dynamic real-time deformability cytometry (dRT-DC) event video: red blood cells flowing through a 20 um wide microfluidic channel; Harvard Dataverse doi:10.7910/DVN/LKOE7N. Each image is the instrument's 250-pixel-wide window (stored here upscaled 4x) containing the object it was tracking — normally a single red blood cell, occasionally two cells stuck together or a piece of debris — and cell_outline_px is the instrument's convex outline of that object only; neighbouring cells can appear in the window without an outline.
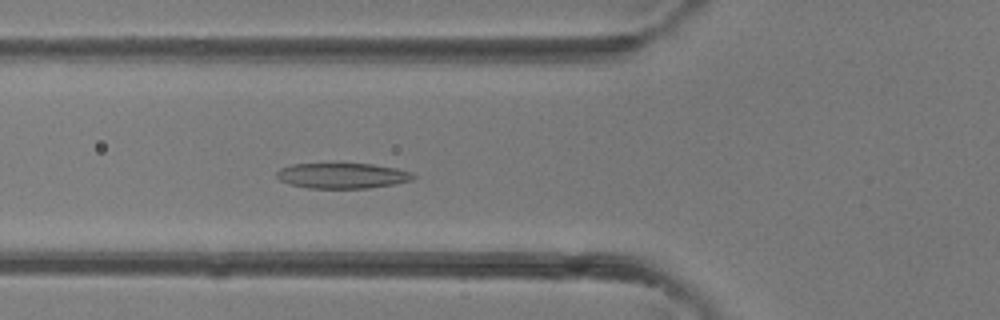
{"species": "common noctule bat (a hibernating species)", "species_latin": "Nyctalus noctula", "temperature_condition": "room temperature", "stored_images_in_passage": 42, "camera_frame_rate_fps": 3000, "um_per_image_px": 0.085, "animal": {"sex": "female"}, "frame": {"image": 1, "passage_image": 16, "time_ms": 5.0, "image_size_px": [1000, 320], "cell_outline_px": [[416, 176], [412, 180], [396, 184], [368, 188], [308, 188], [292, 184], [280, 180], [276, 176], [276, 172], [280, 168], [292, 164], [372, 164], [396, 168], [412, 172]], "centroid_in_image_um": [29.13, 14.93], "position_along_channel_um": 96.7, "area_um2": 20.17}}
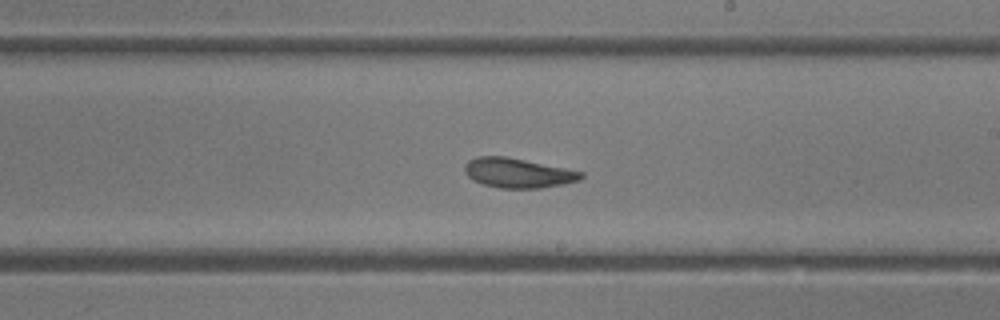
{"frame": {"image": 2, "passage_image": 25, "time_ms": 8.0, "image_size_px": [1000, 320], "cell_outline_px": [[584, 176], [580, 180], [540, 188], [500, 188], [484, 184], [472, 180], [464, 172], [464, 164], [468, 160], [476, 156], [504, 156], [584, 172]], "centroid_in_image_um": [43.97, 14.7], "position_along_channel_um": 245.0, "area_um2": 19.94}}
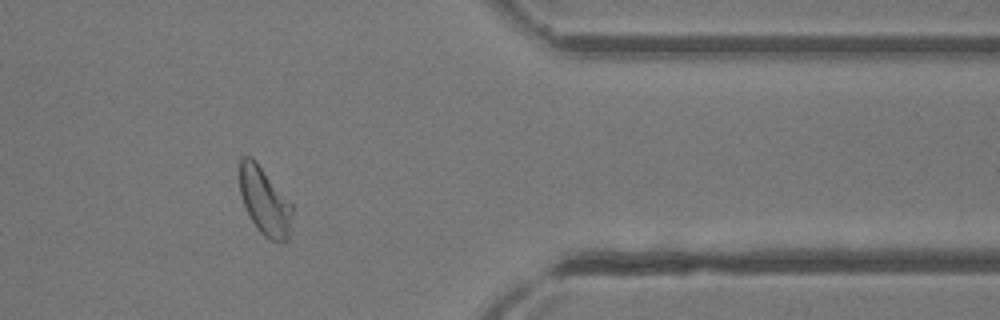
{"frame": {"image": 3, "passage_image": 35, "time_ms": 11.333, "image_size_px": [1000, 320], "cell_outline_px": [[292, 212], [288, 240], [284, 244], [268, 240], [260, 232], [252, 220], [244, 204], [240, 192], [240, 156], [252, 156], [256, 160], [292, 204]], "centroid_in_image_um": [22.51, 17.12], "position_along_channel_um": 388.9, "area_um2": 20.75}}